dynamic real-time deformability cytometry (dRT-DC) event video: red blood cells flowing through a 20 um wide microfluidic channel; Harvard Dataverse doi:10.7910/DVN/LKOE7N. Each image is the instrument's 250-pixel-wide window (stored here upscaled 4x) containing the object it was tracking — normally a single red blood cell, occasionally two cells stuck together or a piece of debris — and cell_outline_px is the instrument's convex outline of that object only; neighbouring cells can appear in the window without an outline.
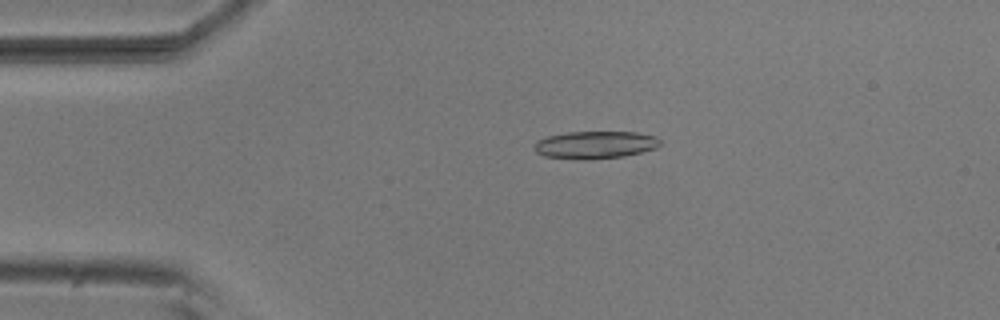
{"species": "common noctule bat (a hibernating species)", "species_latin": "Nyctalus noctula", "temperature_condition": "room temperature", "stored_images_in_passage": 5, "camera_frame_rate_fps": 3000, "um_per_image_px": 0.085, "animal": {"sex": "male", "body_mass_g": 20.5, "forearm_length_mm": 52.5}, "frame": {"image": 1, "passage_image": 4, "time_ms": 1.0, "image_size_px": [1000, 320], "cell_outline_px": [[660, 144], [656, 148], [624, 156], [588, 160], [584, 160], [544, 156], [536, 152], [532, 148], [536, 140], [548, 136], [568, 132], [636, 132], [656, 136], [660, 140]], "centroid_in_image_um": [50.56, 12.31], "position_along_channel_um": 34.4, "area_um2": 20.29}}